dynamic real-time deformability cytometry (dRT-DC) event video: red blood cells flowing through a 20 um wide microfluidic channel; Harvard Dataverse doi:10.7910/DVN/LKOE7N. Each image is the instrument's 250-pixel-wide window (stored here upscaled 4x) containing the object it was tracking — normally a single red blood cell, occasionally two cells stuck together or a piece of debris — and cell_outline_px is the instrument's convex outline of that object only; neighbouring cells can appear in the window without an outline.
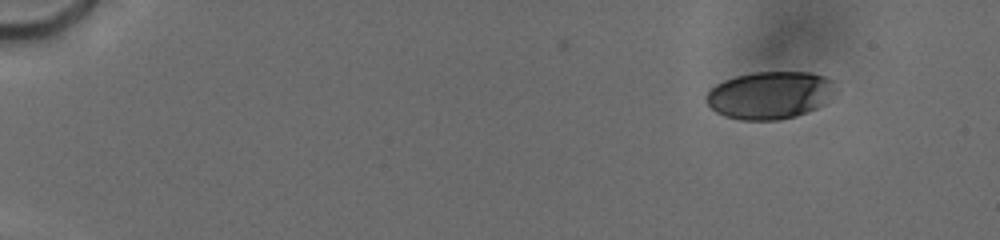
{"species": "human", "species_latin": "Homo sapiens", "temperature_condition": "cold", "stored_images_in_passage": 45, "camera_frame_rate_fps": 3000, "um_per_image_px": 0.085, "donor": {"sex": "male"}, "frame": {"image": 1, "passage_image": 16, "time_ms": 2.0, "image_size_px": [1000, 240], "cell_outline_px": [[836, 92], [824, 104], [816, 108], [796, 116], [776, 120], [740, 120], [724, 116], [716, 112], [704, 100], [704, 96], [716, 84], [724, 80], [736, 76], [756, 72], [808, 72], [824, 76], [832, 80], [836, 88]], "centroid_in_image_um": [65.44, 8.09], "position_along_channel_um": 19.6, "area_um2": 35.95}}